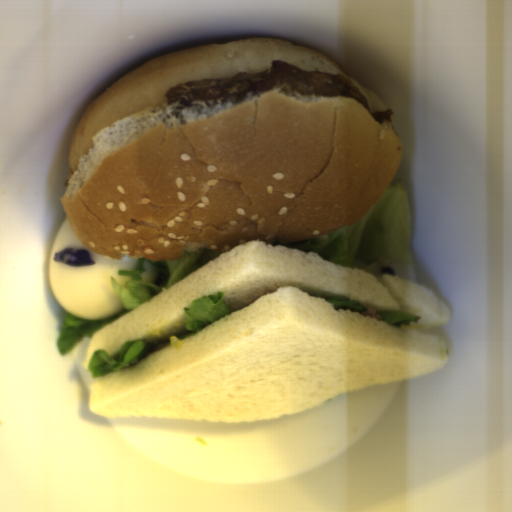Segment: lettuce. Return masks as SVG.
Instances as JSON below:
<instances>
[{
  "instance_id": "1",
  "label": "lettuce",
  "mask_w": 512,
  "mask_h": 512,
  "mask_svg": "<svg viewBox=\"0 0 512 512\" xmlns=\"http://www.w3.org/2000/svg\"><path fill=\"white\" fill-rule=\"evenodd\" d=\"M150 348V343L141 339L125 341L116 356H110V352L97 349L87 362L88 370L93 379L99 378L134 365Z\"/></svg>"
},
{
  "instance_id": "2",
  "label": "lettuce",
  "mask_w": 512,
  "mask_h": 512,
  "mask_svg": "<svg viewBox=\"0 0 512 512\" xmlns=\"http://www.w3.org/2000/svg\"><path fill=\"white\" fill-rule=\"evenodd\" d=\"M224 296L225 293L217 291L216 294L203 296L191 302L190 306L183 307L186 316L185 330L198 332L228 315L231 311Z\"/></svg>"
},
{
  "instance_id": "3",
  "label": "lettuce",
  "mask_w": 512,
  "mask_h": 512,
  "mask_svg": "<svg viewBox=\"0 0 512 512\" xmlns=\"http://www.w3.org/2000/svg\"><path fill=\"white\" fill-rule=\"evenodd\" d=\"M376 313L381 316V319L379 320L398 329L401 327V325L409 326L410 323H416L419 320L417 315L399 311H380Z\"/></svg>"
},
{
  "instance_id": "4",
  "label": "lettuce",
  "mask_w": 512,
  "mask_h": 512,
  "mask_svg": "<svg viewBox=\"0 0 512 512\" xmlns=\"http://www.w3.org/2000/svg\"><path fill=\"white\" fill-rule=\"evenodd\" d=\"M327 303L333 304L334 309H345L351 312H364L366 306L350 300L347 296H331L326 298Z\"/></svg>"
}]
</instances>
